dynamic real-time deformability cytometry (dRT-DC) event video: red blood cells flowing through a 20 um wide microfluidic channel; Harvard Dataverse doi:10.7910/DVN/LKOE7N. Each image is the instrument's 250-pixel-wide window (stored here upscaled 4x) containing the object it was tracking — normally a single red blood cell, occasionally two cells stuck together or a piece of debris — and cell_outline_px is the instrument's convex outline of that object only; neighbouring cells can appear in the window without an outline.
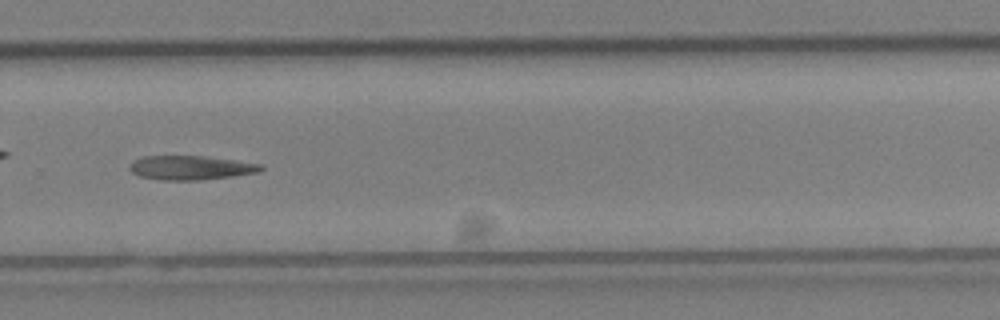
{"species": "Egyptian fruit bat (a non-hibernating species)", "species_latin": "Rousettus aegyptiacus", "temperature_condition": "cold", "stored_images_in_passage": 23, "camera_frame_rate_fps": 3000, "um_per_image_px": 0.085, "animal": {"sex": "female"}, "frame": {"image": 1, "passage_image": 13, "time_ms": 4.0, "image_size_px": [1000, 320], "cell_outline_px": [[264, 168], [260, 172], [232, 176], [200, 180], [164, 180], [140, 176], [132, 172], [128, 168], [132, 160], [144, 156], [204, 156], [264, 164]], "centroid_in_image_um": [16.23, 14.25], "position_along_channel_um": 313.6, "area_um2": 18.5}}